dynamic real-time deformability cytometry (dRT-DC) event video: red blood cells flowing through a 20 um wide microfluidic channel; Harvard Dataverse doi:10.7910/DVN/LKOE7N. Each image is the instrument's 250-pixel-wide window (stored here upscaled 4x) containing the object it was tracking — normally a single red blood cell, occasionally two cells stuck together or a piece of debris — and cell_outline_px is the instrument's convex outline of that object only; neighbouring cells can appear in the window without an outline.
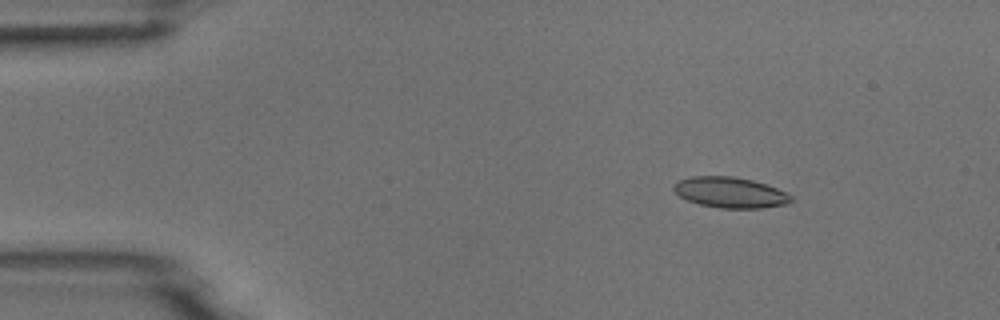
{"species": "common noctule bat (a hibernating species)", "species_latin": "Nyctalus noctula", "temperature_condition": "room temperature", "stored_images_in_passage": 6, "camera_frame_rate_fps": 3000, "um_per_image_px": 0.085, "animal": {"sex": "male", "body_mass_g": 18.8}, "frame": {"image": 1, "passage_image": 3, "time_ms": 2.333, "image_size_px": [1000, 320], "cell_outline_px": [[796, 200], [788, 204], [760, 208], [720, 208], [700, 204], [688, 200], [680, 196], [672, 188], [672, 184], [680, 180], [692, 176], [732, 176], [752, 180], [776, 188], [792, 196]], "centroid_in_image_um": [62.08, 16.36], "position_along_channel_um": 22.9, "area_um2": 20.92}}
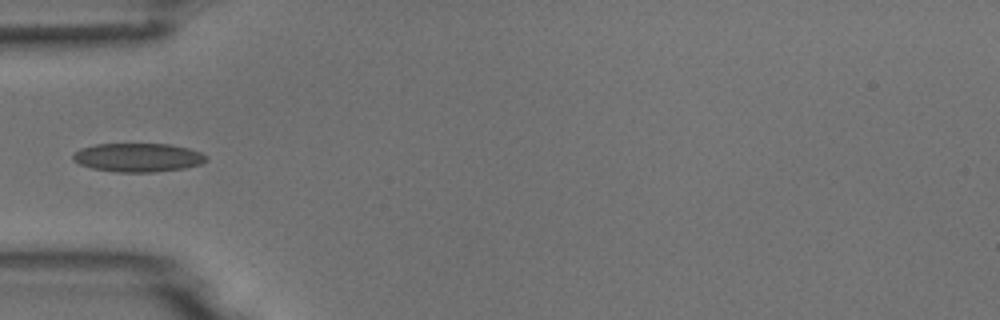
{"frame": {"image": 2, "passage_image": 6, "time_ms": 5.667, "image_size_px": [1000, 320], "cell_outline_px": [[208, 160], [200, 164], [184, 168], [152, 172], [116, 172], [92, 168], [80, 164], [72, 160], [72, 156], [80, 148], [96, 144], [168, 144], [188, 148], [200, 152], [208, 156]], "centroid_in_image_um": [11.73, 13.38], "position_along_channel_um": 73.3, "area_um2": 22.25}}